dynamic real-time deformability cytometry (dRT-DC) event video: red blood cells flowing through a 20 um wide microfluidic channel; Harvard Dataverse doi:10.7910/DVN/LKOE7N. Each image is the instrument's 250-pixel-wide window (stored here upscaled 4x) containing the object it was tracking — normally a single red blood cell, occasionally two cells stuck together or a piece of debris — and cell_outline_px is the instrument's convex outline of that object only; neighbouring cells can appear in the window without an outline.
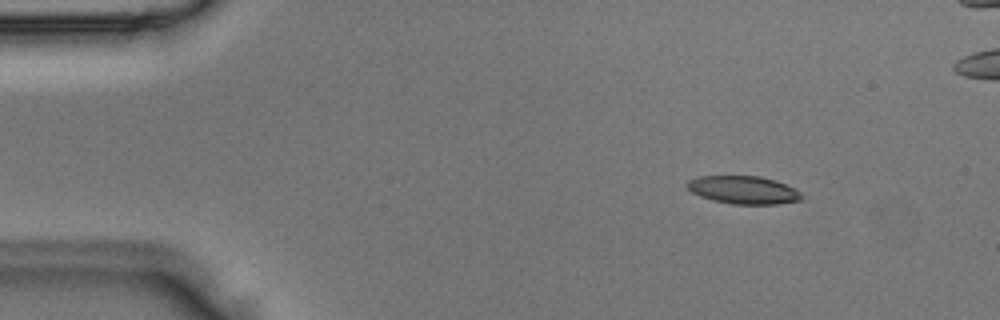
{"species": "Egyptian fruit bat (a non-hibernating species)", "species_latin": "Rousettus aegyptiacus", "temperature_condition": "room temperature", "stored_images_in_passage": 4, "camera_frame_rate_fps": 3000, "um_per_image_px": 0.085, "animal": {"sex": "male"}, "frame": {"image": 1, "passage_image": 1, "time_ms": 0.0, "image_size_px": [1000, 320], "cell_outline_px": [[804, 196], [800, 200], [776, 204], [732, 204], [712, 200], [700, 196], [692, 192], [684, 184], [688, 180], [696, 176], [760, 176], [776, 180], [796, 188]], "centroid_in_image_um": [63.19, 16.14], "position_along_channel_um": 21.8, "area_um2": 18.84}}
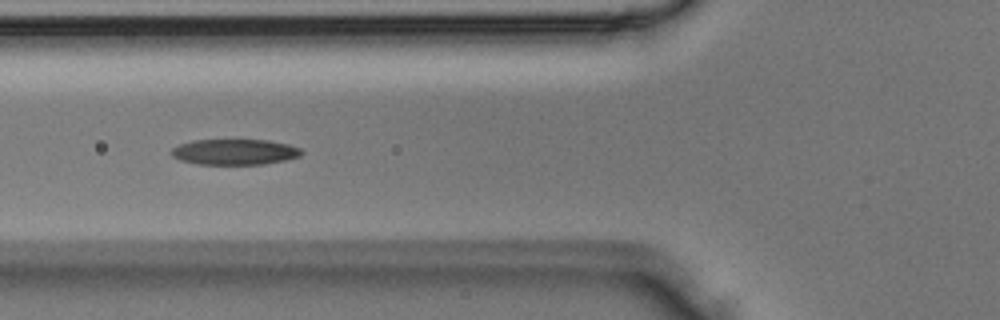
{"frame": {"image": 2, "passage_image": 4, "time_ms": 1.0, "image_size_px": [1000, 320], "cell_outline_px": [[304, 152], [300, 156], [284, 160], [264, 164], [196, 164], [180, 160], [172, 156], [172, 148], [180, 144], [192, 140], [268, 140], [288, 144], [300, 148]], "centroid_in_image_um": [19.95, 12.91], "position_along_channel_um": 105.8, "area_um2": 19.42}}